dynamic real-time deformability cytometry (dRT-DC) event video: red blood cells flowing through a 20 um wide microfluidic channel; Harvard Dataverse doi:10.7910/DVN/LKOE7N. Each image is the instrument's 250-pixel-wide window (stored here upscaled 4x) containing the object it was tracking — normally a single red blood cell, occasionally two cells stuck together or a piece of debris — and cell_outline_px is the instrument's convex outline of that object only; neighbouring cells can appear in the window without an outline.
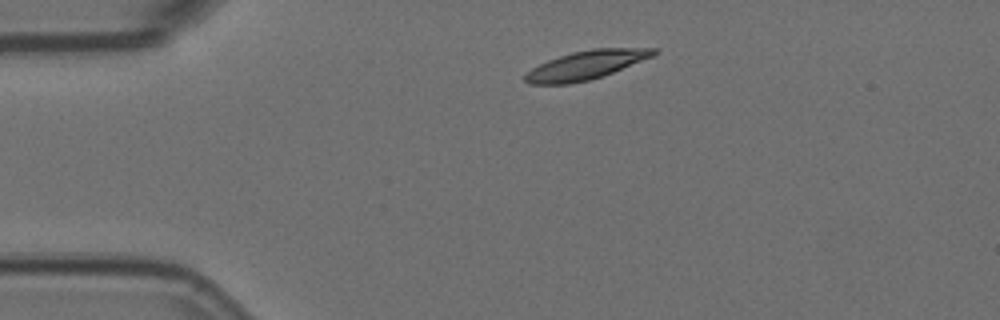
{"species": "Egyptian fruit bat (a non-hibernating species)", "species_latin": "Rousettus aegyptiacus", "temperature_condition": "room temperature", "stored_images_in_passage": 2, "camera_frame_rate_fps": 3000, "um_per_image_px": 0.085, "animal": {"sex": "female"}, "frame": {"image": 1, "passage_image": 1, "time_ms": 0.0, "image_size_px": [1000, 320], "cell_outline_px": [[656, 52], [652, 56], [612, 72], [588, 80], [568, 84], [528, 84], [524, 80], [524, 76], [532, 68], [548, 60], [572, 52], [592, 48], [656, 48]], "centroid_in_image_um": [49.76, 5.53], "position_along_channel_um": 35.2, "area_um2": 21.04}}